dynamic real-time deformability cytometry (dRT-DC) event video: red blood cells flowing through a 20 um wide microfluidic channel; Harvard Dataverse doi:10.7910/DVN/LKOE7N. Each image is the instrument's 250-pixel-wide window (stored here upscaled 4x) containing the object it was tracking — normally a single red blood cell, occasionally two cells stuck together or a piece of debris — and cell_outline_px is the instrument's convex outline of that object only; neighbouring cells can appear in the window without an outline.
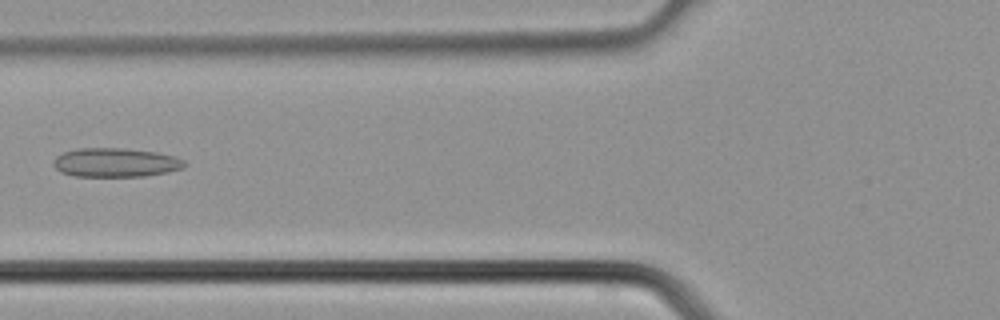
{"species": "common noctule bat (a hibernating species)", "species_latin": "Nyctalus noctula", "temperature_condition": "cold", "stored_images_in_passage": 34, "camera_frame_rate_fps": 3000, "um_per_image_px": 0.085, "animal": {"sex": "male", "body_mass_g": 21.5, "forearm_length_mm": 52.0}, "frame": {"image": 1, "passage_image": 11, "time_ms": 3.333, "image_size_px": [1000, 320], "cell_outline_px": [[184, 168], [144, 176], [72, 176], [60, 172], [52, 164], [52, 160], [56, 156], [64, 152], [76, 148], [124, 148], [156, 152], [172, 156], [184, 160]], "centroid_in_image_um": [9.75, 13.81], "position_along_channel_um": 116.0, "area_um2": 22.08}}
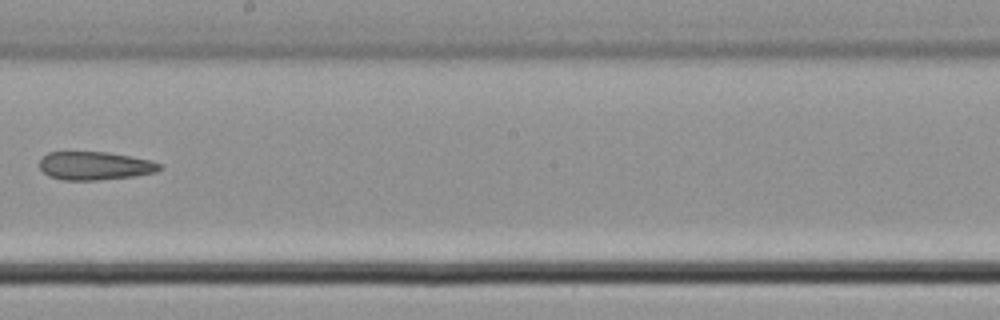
{"frame": {"image": 2, "passage_image": 18, "time_ms": 5.667, "image_size_px": [1000, 320], "cell_outline_px": [[164, 168], [156, 172], [136, 176], [100, 180], [64, 180], [48, 176], [40, 168], [40, 160], [48, 152], [108, 152], [148, 160], [160, 164]], "centroid_in_image_um": [8.07, 14.1], "position_along_channel_um": 240.1, "area_um2": 19.77}}
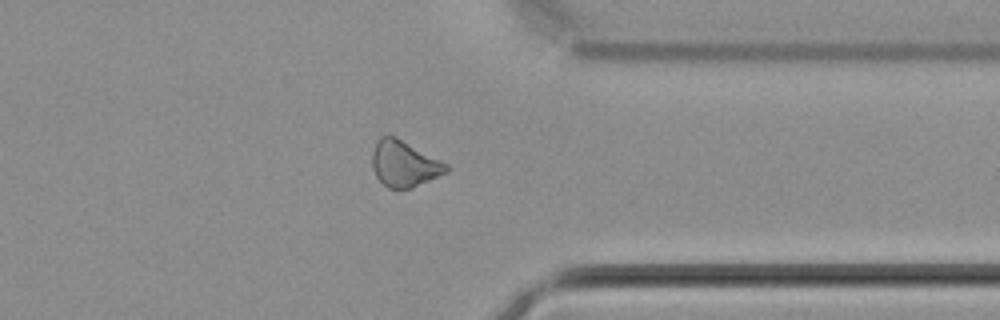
{"frame": {"image": 3, "passage_image": 26, "time_ms": 8.333, "image_size_px": [1000, 320], "cell_outline_px": [[448, 172], [412, 188], [388, 188], [376, 176], [372, 168], [372, 152], [376, 140], [380, 136], [396, 136], [448, 164]], "centroid_in_image_um": [34.35, 13.91], "position_along_channel_um": 377.1, "area_um2": 19.88}}